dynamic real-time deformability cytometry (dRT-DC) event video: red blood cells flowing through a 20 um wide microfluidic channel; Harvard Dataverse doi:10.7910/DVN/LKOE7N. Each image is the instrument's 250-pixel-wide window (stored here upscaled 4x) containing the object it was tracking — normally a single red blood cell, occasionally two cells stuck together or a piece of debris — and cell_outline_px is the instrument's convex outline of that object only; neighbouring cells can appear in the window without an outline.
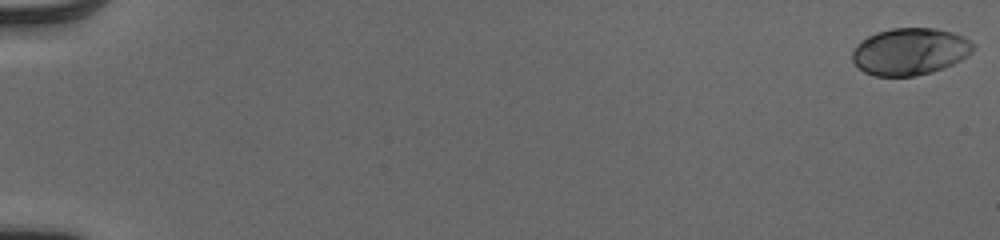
{"species": "human", "species_latin": "Homo sapiens", "temperature_condition": "cold", "stored_images_in_passage": 53, "camera_frame_rate_fps": 3000, "um_per_image_px": 0.085, "donor": {"sex": "male"}, "frame": {"image": 1, "passage_image": 1, "time_ms": 0.0, "image_size_px": [1000, 240], "cell_outline_px": [[972, 52], [960, 60], [952, 64], [932, 72], [916, 76], [876, 76], [864, 72], [852, 60], [852, 52], [856, 44], [860, 40], [876, 32], [892, 28], [936, 28], [952, 32], [968, 40], [972, 44]], "centroid_in_image_um": [77.29, 4.38], "position_along_channel_um": 7.7, "area_um2": 32.95}}
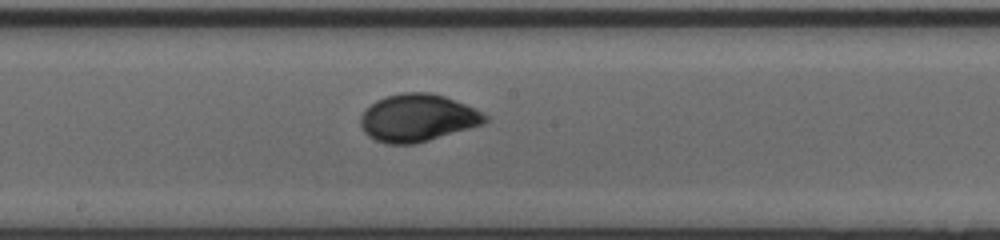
{"frame": {"image": 2, "passage_image": 31, "time_ms": 10.0, "image_size_px": [1000, 240], "cell_outline_px": [[488, 120], [484, 124], [428, 140], [412, 144], [384, 144], [368, 136], [364, 132], [360, 124], [360, 116], [376, 100], [384, 96], [400, 92], [432, 92], [444, 96], [476, 108], [484, 112], [488, 116]], "centroid_in_image_um": [35.5, 10.01], "position_along_channel_um": 212.7, "area_um2": 34.56}}
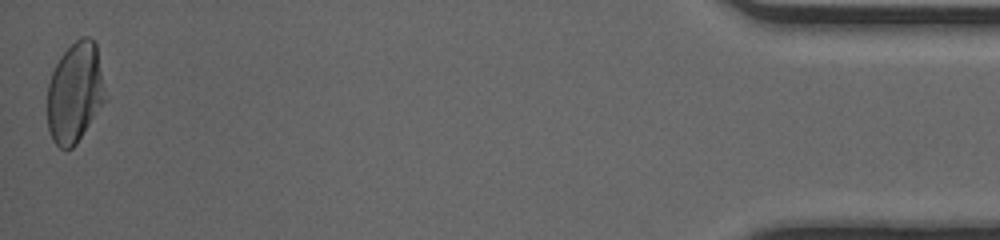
{"frame": {"image": 3, "passage_image": 53, "time_ms": 17.333, "image_size_px": [1000, 240], "cell_outline_px": [[104, 100], [76, 144], [72, 148], [60, 148], [52, 140], [48, 128], [48, 84], [52, 72], [60, 56], [76, 40], [84, 36], [88, 36], [96, 44]], "centroid_in_image_um": [6.31, 7.88], "position_along_channel_um": 428.9, "area_um2": 32.71}, "authors_computed_cell_mechanics": {"area_um2": 32.946, "velocity_mm_per_s": 4.0424, "shape_relaxation_time_tau1_ms": 3.1478, "shape_relaxation_time_tau2_ms": null, "deformation_change_tau1": 0.1368, "deformation_change_tau2": null}}